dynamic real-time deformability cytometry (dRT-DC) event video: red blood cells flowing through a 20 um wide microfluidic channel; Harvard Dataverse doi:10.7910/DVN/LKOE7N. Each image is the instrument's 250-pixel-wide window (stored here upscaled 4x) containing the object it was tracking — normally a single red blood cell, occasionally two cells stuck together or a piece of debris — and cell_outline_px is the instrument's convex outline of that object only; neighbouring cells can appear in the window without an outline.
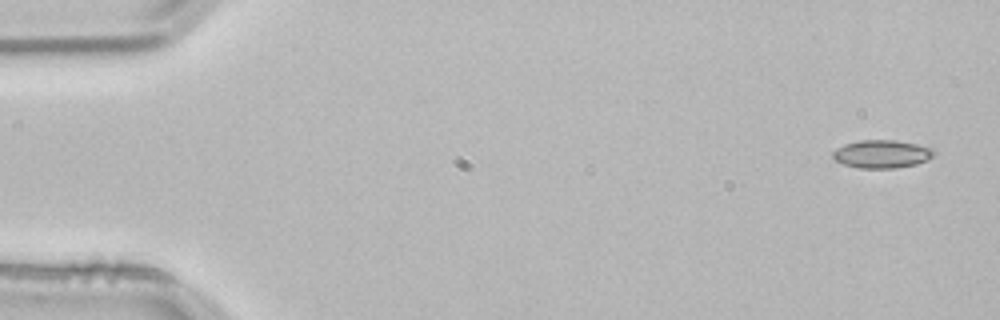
{"species": "common noctule bat (a hibernating species)", "species_latin": "Nyctalus noctula", "temperature_condition": "room temperature", "stored_images_in_passage": 3, "camera_frame_rate_fps": 3000, "um_per_image_px": 0.085, "animal": {"sex": "male", "body_mass_g": 21.5, "forearm_length_mm": 52.0}, "frame": {"image": 1, "passage_image": 1, "time_ms": 0.0, "image_size_px": [1000, 320], "cell_outline_px": [[936, 152], [928, 160], [916, 164], [896, 168], [860, 168], [844, 164], [836, 160], [832, 156], [832, 152], [836, 148], [844, 144], [860, 140], [892, 140], [916, 144], [932, 148]], "centroid_in_image_um": [74.95, 13.09], "position_along_channel_um": 10.0, "area_um2": 16.47}}